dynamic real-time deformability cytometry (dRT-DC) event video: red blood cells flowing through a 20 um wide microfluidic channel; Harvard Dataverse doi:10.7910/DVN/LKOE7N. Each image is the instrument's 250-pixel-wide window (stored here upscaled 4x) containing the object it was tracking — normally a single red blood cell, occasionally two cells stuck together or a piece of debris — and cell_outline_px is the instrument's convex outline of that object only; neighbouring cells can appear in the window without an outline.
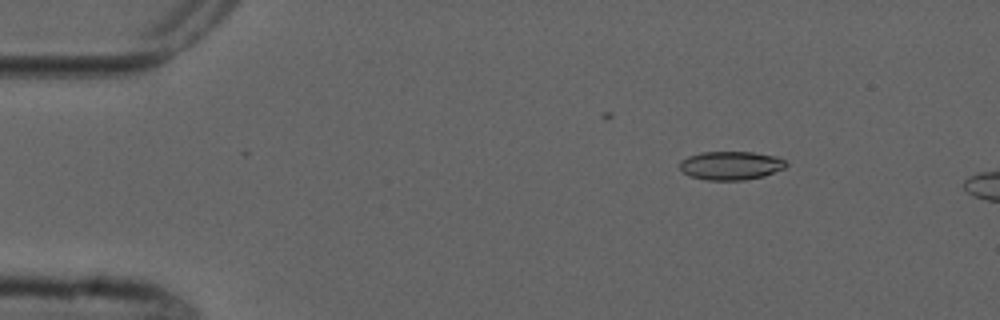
{"species": "common noctule bat (a hibernating species)", "species_latin": "Nyctalus noctula", "temperature_condition": "cold", "stored_images_in_passage": 4, "camera_frame_rate_fps": 3000, "um_per_image_px": 0.085, "animal": {"sex": "male", "forearm_length_mm": 52.5}, "frame": {"image": 1, "passage_image": 2, "time_ms": 1.0, "image_size_px": [1000, 320], "cell_outline_px": [[788, 164], [784, 168], [764, 176], [744, 180], [708, 180], [692, 176], [684, 172], [680, 168], [680, 160], [688, 156], [700, 152], [752, 152], [776, 156], [784, 160]], "centroid_in_image_um": [62.13, 14.06], "position_along_channel_um": 22.9, "area_um2": 17.63}}